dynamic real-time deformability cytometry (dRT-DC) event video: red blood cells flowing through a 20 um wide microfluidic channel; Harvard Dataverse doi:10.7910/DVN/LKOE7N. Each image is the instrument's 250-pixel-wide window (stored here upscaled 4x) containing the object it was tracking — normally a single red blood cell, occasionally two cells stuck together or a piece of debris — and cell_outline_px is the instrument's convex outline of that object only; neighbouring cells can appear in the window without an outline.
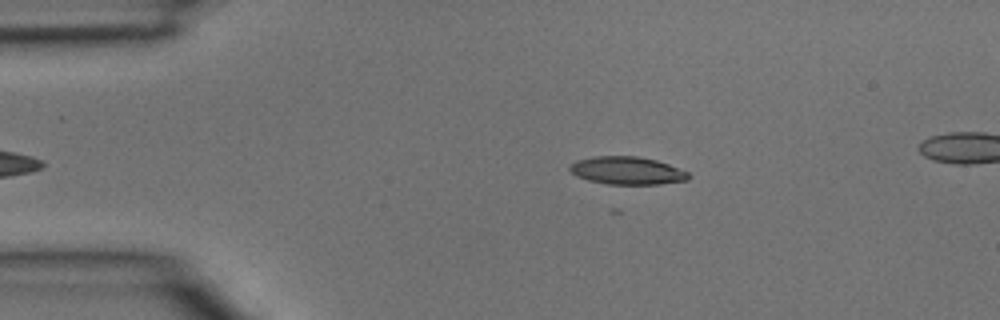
{"species": "common noctule bat (a hibernating species)", "species_latin": "Nyctalus noctula", "temperature_condition": "room temperature", "stored_images_in_passage": 4, "camera_frame_rate_fps": 3000, "um_per_image_px": 0.085, "animal": {"sex": "male", "body_mass_g": 15.6}, "frame": {"image": 1, "passage_image": 4, "time_ms": 1.0, "image_size_px": [1000, 320], "cell_outline_px": [[692, 176], [688, 180], [660, 184], [608, 184], [588, 180], [576, 176], [568, 168], [576, 160], [596, 156], [636, 156], [656, 160], [668, 164], [688, 172]], "centroid_in_image_um": [53.32, 14.5], "position_along_channel_um": 31.7, "area_um2": 19.19}}